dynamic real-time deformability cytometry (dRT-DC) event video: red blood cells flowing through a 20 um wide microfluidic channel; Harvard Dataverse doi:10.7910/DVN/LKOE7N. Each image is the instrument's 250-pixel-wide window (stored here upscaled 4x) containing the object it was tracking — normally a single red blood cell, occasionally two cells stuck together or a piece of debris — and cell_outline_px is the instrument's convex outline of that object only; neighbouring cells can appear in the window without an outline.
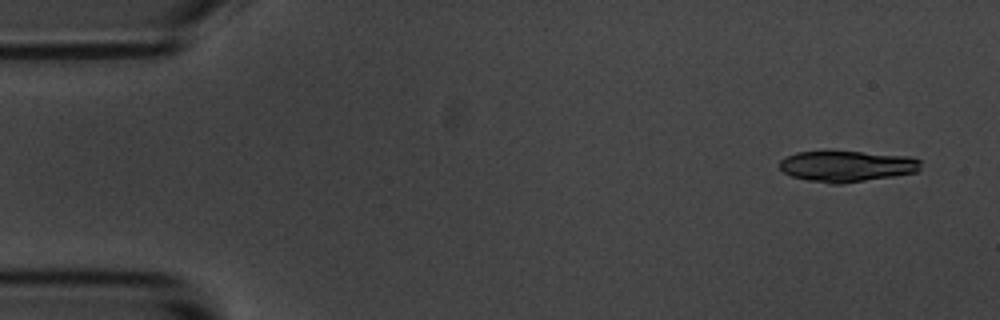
{"species": "common noctule bat (a hibernating species)", "species_latin": "Nyctalus noctula", "temperature_condition": "room temperature", "stored_images_in_passage": 4, "camera_frame_rate_fps": 3000, "um_per_image_px": 0.085, "animal": {"sex": "male", "body_mass_g": 20.1, "forearm_length_mm": 53.5}, "frame": {"image": 1, "passage_image": 1, "time_ms": 0.0, "image_size_px": [1000, 320], "cell_outline_px": [[920, 168], [916, 172], [892, 176], [840, 184], [832, 184], [808, 180], [792, 176], [784, 172], [780, 168], [780, 160], [796, 152], [824, 148], [912, 156], [920, 160]], "centroid_in_image_um": [71.95, 14.07], "position_along_channel_um": 13.1, "area_um2": 26.3}}